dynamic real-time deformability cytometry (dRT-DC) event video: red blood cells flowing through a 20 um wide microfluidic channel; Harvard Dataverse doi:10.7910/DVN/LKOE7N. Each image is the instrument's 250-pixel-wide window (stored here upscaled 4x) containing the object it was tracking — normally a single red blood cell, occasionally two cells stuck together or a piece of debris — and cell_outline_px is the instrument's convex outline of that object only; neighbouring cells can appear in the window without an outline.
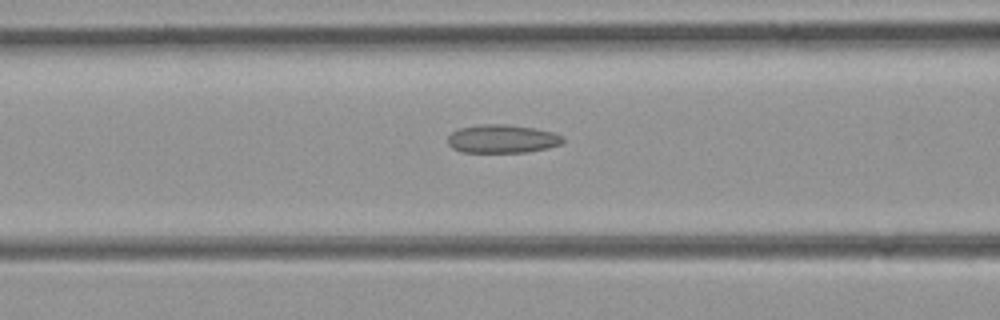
{"species": "common noctule bat (a hibernating species)", "species_latin": "Nyctalus noctula", "temperature_condition": "room temperature", "stored_images_in_passage": 21, "camera_frame_rate_fps": 3000, "um_per_image_px": 0.085, "animal": {"sex": "female", "body_mass_g": 21.9}, "frame": {"image": 1, "passage_image": 21, "time_ms": 6.667, "image_size_px": [1000, 320], "cell_outline_px": [[564, 144], [548, 148], [528, 152], [460, 152], [452, 148], [448, 144], [448, 136], [452, 132], [460, 128], [484, 124], [504, 124], [532, 128], [552, 132], [564, 136]], "centroid_in_image_um": [42.71, 11.81], "position_along_channel_um": 123.9, "area_um2": 19.07}}